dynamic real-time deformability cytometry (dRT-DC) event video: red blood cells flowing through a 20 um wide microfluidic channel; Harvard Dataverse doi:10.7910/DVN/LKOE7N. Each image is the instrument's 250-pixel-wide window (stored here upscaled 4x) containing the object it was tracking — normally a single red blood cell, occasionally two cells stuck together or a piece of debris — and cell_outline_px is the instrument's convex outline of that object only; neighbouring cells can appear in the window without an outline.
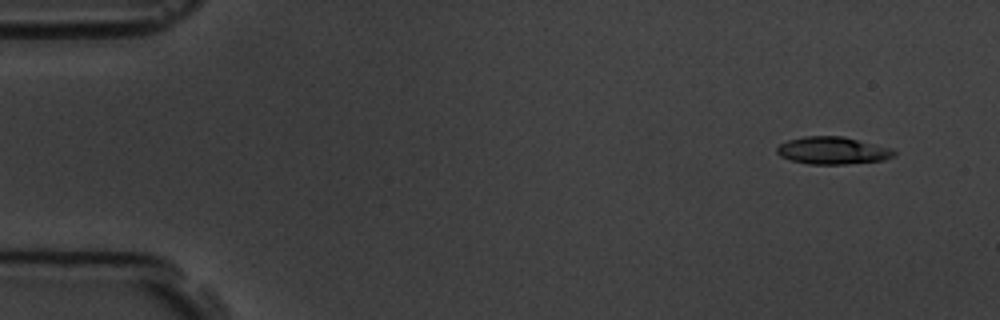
{"species": "common noctule bat (a hibernating species)", "species_latin": "Nyctalus noctula", "temperature_condition": "room temperature", "stored_images_in_passage": 6, "camera_frame_rate_fps": 3000, "um_per_image_px": 0.085, "animal": {"sex": "male", "body_mass_g": 19.5, "forearm_length_mm": 54.6}, "frame": {"image": 1, "passage_image": 1, "time_ms": 0.0, "image_size_px": [1000, 320], "cell_outline_px": [[896, 156], [884, 160], [848, 164], [808, 164], [792, 160], [780, 156], [776, 152], [776, 148], [780, 144], [788, 140], [804, 136], [844, 136], [892, 148], [896, 152]], "centroid_in_image_um": [70.8, 12.79], "position_along_channel_um": 14.2, "area_um2": 18.84}}
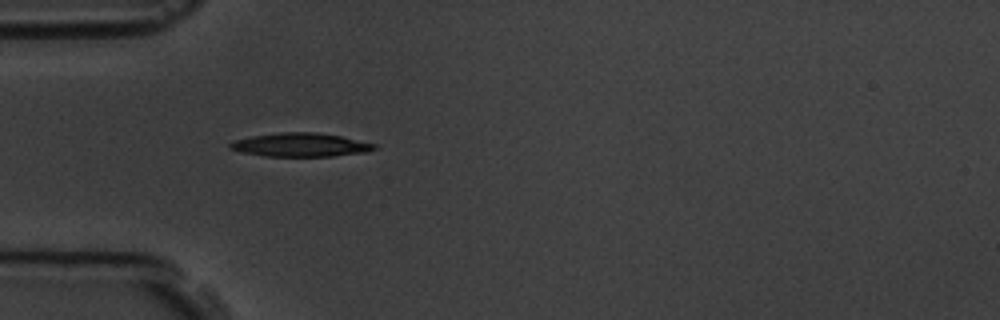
{"frame": {"image": 2, "passage_image": 5, "time_ms": 4.333, "image_size_px": [1000, 320], "cell_outline_px": [[376, 148], [368, 152], [332, 156], [264, 156], [240, 152], [228, 148], [228, 144], [232, 140], [252, 136], [280, 132], [316, 132], [340, 136], [376, 144]], "centroid_in_image_um": [25.5, 12.31], "position_along_channel_um": 59.5, "area_um2": 19.94}}
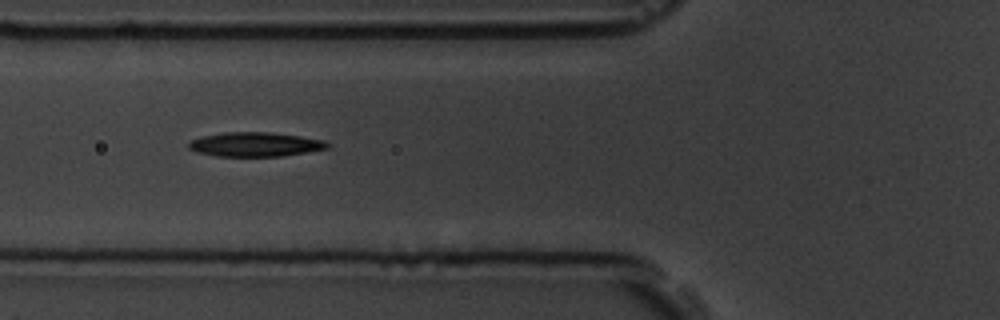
{"frame": {"image": 3, "passage_image": 6, "time_ms": 5.667, "image_size_px": [1000, 320], "cell_outline_px": [[332, 144], [328, 148], [280, 156], [216, 156], [196, 152], [188, 148], [188, 144], [192, 140], [200, 136], [224, 132], [268, 132], [300, 136], [324, 140]], "centroid_in_image_um": [21.67, 12.27], "position_along_channel_um": 104.1, "area_um2": 19.59}}